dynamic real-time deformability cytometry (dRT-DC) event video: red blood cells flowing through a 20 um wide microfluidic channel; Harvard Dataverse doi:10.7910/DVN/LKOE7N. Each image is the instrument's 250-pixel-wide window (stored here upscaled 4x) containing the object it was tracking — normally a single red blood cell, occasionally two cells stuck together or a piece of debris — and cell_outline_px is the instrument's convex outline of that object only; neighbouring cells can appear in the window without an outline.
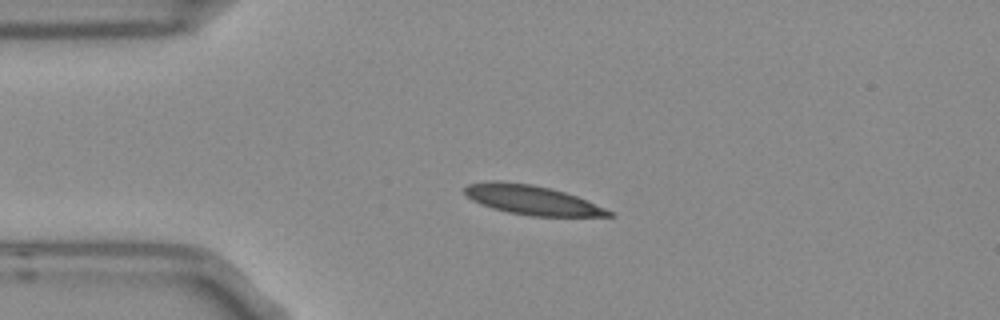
{"species": "Egyptian fruit bat (a non-hibernating species)", "species_latin": "Rousettus aegyptiacus", "temperature_condition": "room temperature", "stored_images_in_passage": 4, "camera_frame_rate_fps": 3000, "um_per_image_px": 0.085, "frame": {"image": 1, "passage_image": 3, "time_ms": 0.667, "image_size_px": [1000, 320], "cell_outline_px": [[616, 216], [532, 216], [508, 212], [492, 208], [480, 204], [472, 200], [464, 192], [464, 188], [468, 184], [488, 180], [500, 180], [532, 184], [564, 192], [576, 196], [604, 208], [612, 212]], "centroid_in_image_um": [45.15, 16.98], "position_along_channel_um": 39.8, "area_um2": 24.51}}